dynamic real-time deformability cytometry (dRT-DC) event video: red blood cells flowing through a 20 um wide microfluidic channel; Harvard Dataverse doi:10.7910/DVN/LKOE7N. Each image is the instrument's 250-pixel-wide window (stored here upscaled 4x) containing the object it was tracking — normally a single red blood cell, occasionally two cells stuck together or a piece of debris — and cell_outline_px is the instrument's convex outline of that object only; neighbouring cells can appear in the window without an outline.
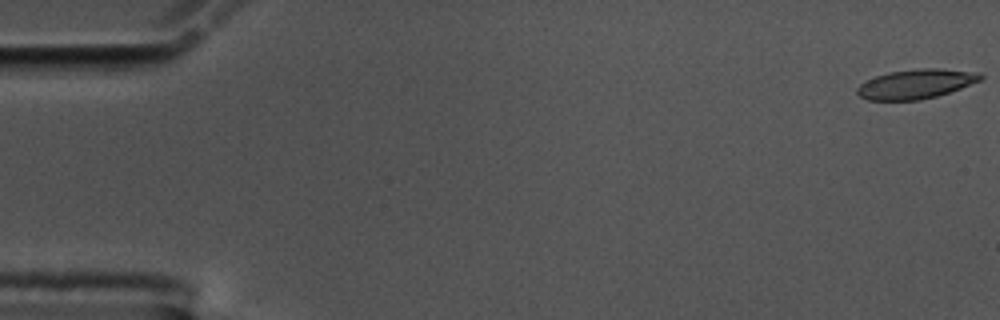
{"species": "common noctule bat (a hibernating species)", "species_latin": "Nyctalus noctula", "temperature_condition": "cold", "stored_images_in_passage": 57, "camera_frame_rate_fps": 3000, "um_per_image_px": 0.085, "animal": {"sex": "male", "body_mass_g": 17.5, "forearm_length_mm": 52.3}, "frame": {"image": 1, "passage_image": 1, "time_ms": 0.0, "image_size_px": [1000, 320], "cell_outline_px": [[984, 76], [980, 80], [960, 88], [936, 96], [920, 100], [868, 100], [860, 96], [856, 92], [856, 88], [860, 84], [876, 76], [888, 72], [920, 68], [936, 68], [980, 72]], "centroid_in_image_um": [77.85, 7.13], "position_along_channel_um": 7.2, "area_um2": 21.04}}
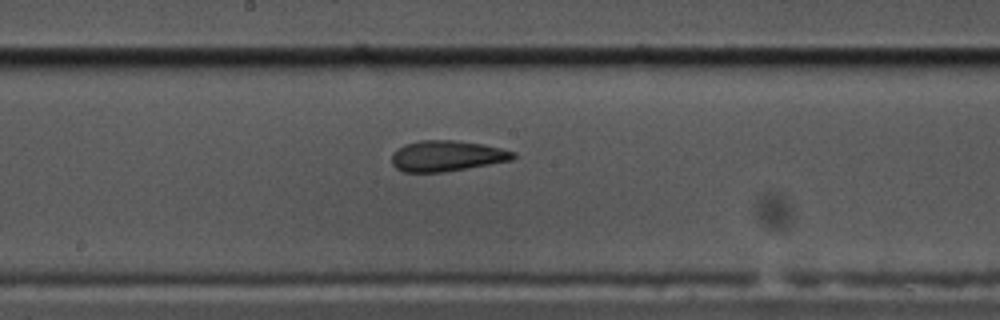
{"frame": {"image": 2, "passage_image": 30, "time_ms": 9.667, "image_size_px": [1000, 320], "cell_outline_px": [[516, 156], [512, 160], [444, 172], [404, 172], [396, 168], [392, 164], [392, 156], [404, 144], [420, 140], [452, 140], [484, 144], [516, 152]], "centroid_in_image_um": [38.0, 13.25], "position_along_channel_um": 210.2, "area_um2": 21.62}}
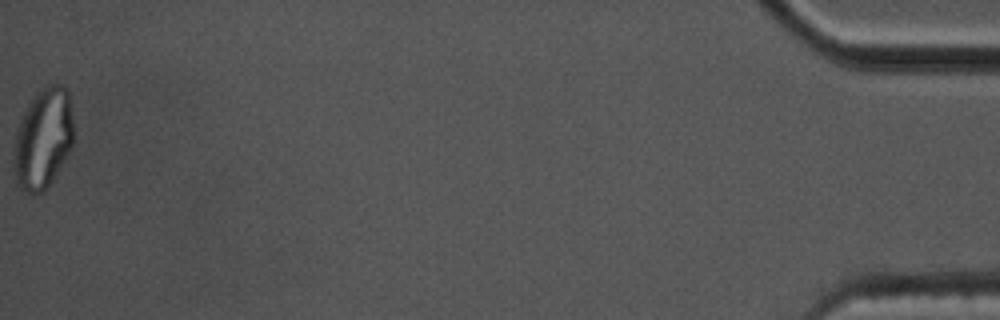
{"frame": {"image": 3, "passage_image": 57, "time_ms": 18.667, "image_size_px": [1000, 320], "cell_outline_px": [[72, 148], [68, 156], [44, 192], [32, 196], [24, 192], [16, 184], [16, 128], [28, 104], [36, 92], [44, 84], [64, 84], [68, 88], [72, 116]], "centroid_in_image_um": [3.7, 11.76], "position_along_channel_um": 431.5, "area_um2": 35.08}, "authors_computed_cell_mechanics": {"area_um2": 21.675, "velocity_mm_per_s": 3.5611, "shape_relaxation_time_tau1_ms": 5.1017, "shape_relaxation_time_tau2_ms": 1.7385, "deformation_change_tau1": 0.1685, "deformation_change_tau2": 0.0933}}